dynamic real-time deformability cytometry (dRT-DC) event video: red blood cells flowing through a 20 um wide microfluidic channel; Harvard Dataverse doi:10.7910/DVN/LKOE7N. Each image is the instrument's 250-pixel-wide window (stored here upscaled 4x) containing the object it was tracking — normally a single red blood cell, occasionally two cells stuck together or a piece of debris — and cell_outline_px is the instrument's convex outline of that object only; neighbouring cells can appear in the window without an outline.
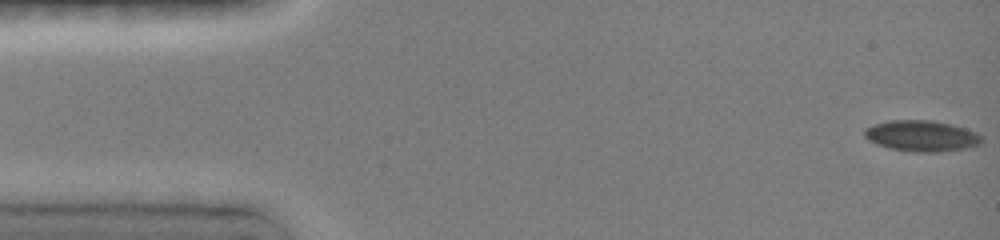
{"species": "common noctule bat (a hibernating species)", "species_latin": "Nyctalus noctula", "temperature_condition": "room temperature", "stored_images_in_passage": 11, "camera_frame_rate_fps": 3000, "um_per_image_px": 0.085, "animal": {"sex": "female", "body_mass_g": 19.0, "forearm_length_mm": 51.5}, "frame": {"image": 1, "passage_image": 1, "time_ms": 0.0, "image_size_px": [1000, 240], "cell_outline_px": [[980, 144], [964, 148], [940, 152], [912, 152], [888, 148], [876, 144], [868, 140], [864, 136], [864, 128], [872, 124], [888, 120], [932, 120], [952, 124], [976, 132], [980, 136]], "centroid_in_image_um": [78.26, 11.54], "position_along_channel_um": 6.7, "area_um2": 21.27}}
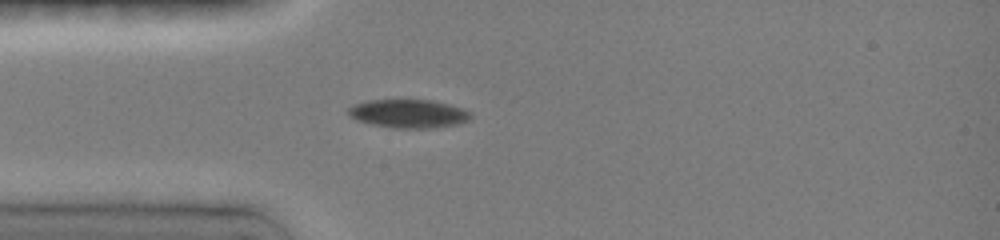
{"frame": {"image": 2, "passage_image": 9, "time_ms": 4.0, "image_size_px": [1000, 240], "cell_outline_px": [[472, 120], [456, 124], [432, 128], [392, 128], [372, 124], [356, 120], [348, 116], [348, 108], [352, 104], [368, 100], [432, 100], [464, 108], [472, 112]], "centroid_in_image_um": [34.74, 9.66], "position_along_channel_um": 50.3, "area_um2": 20.58}}